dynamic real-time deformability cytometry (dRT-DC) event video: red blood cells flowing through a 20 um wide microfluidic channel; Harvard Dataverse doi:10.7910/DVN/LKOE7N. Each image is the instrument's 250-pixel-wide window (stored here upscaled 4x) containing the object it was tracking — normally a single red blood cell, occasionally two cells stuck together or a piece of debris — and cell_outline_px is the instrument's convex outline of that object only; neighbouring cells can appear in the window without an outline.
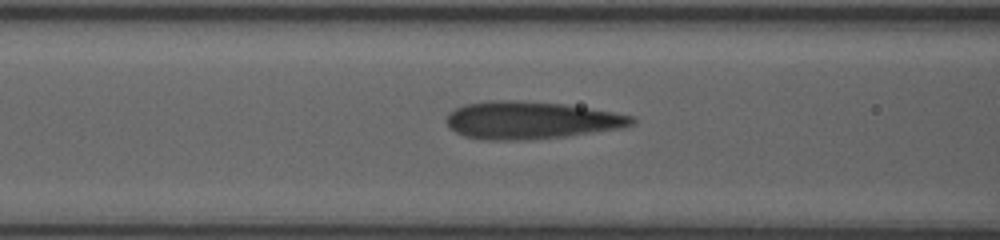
{"species": "human", "species_latin": "Homo sapiens", "temperature_condition": "room temperature", "stored_images_in_passage": 30, "camera_frame_rate_fps": 3000, "um_per_image_px": 0.085, "donor": {"sex": "female"}, "frame": {"image": 1, "passage_image": 9, "time_ms": 2.667, "image_size_px": [1000, 240], "cell_outline_px": [[636, 120], [632, 124], [616, 128], [564, 136], [524, 140], [492, 140], [464, 136], [456, 132], [448, 124], [448, 116], [456, 108], [468, 104], [560, 104], [632, 116]], "centroid_in_image_um": [45.14, 10.29], "position_along_channel_um": 121.5, "area_um2": 37.57}}
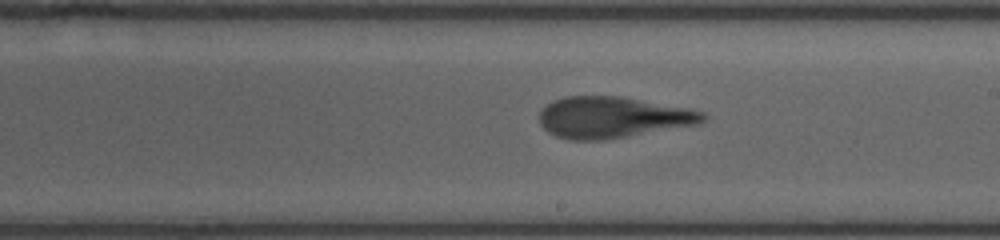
{"frame": {"image": 2, "passage_image": 18, "time_ms": 5.667, "image_size_px": [1000, 240], "cell_outline_px": [[704, 120], [696, 124], [604, 140], [568, 140], [556, 136], [548, 132], [540, 124], [540, 112], [548, 104], [564, 96], [620, 96], [704, 112]], "centroid_in_image_um": [51.99, 9.98], "position_along_channel_um": 237.0, "area_um2": 38.55}}
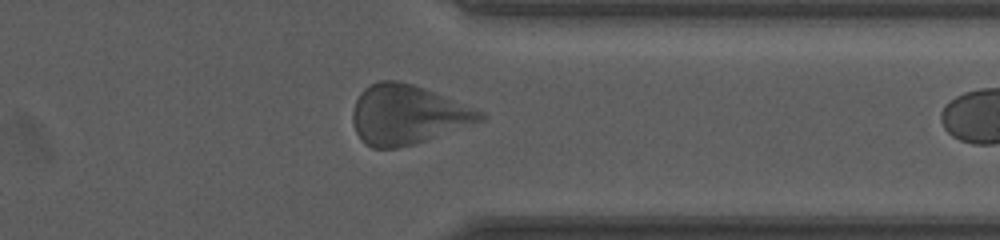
{"frame": {"image": 3, "passage_image": 29, "time_ms": 9.333, "image_size_px": [1000, 240], "cell_outline_px": [[488, 116], [484, 120], [412, 144], [396, 148], [372, 148], [364, 144], [356, 132], [352, 120], [352, 112], [356, 100], [360, 92], [364, 88], [380, 80], [396, 80], [412, 84], [484, 112]], "centroid_in_image_um": [34.58, 9.75], "position_along_channel_um": 376.8, "area_um2": 43.52}}